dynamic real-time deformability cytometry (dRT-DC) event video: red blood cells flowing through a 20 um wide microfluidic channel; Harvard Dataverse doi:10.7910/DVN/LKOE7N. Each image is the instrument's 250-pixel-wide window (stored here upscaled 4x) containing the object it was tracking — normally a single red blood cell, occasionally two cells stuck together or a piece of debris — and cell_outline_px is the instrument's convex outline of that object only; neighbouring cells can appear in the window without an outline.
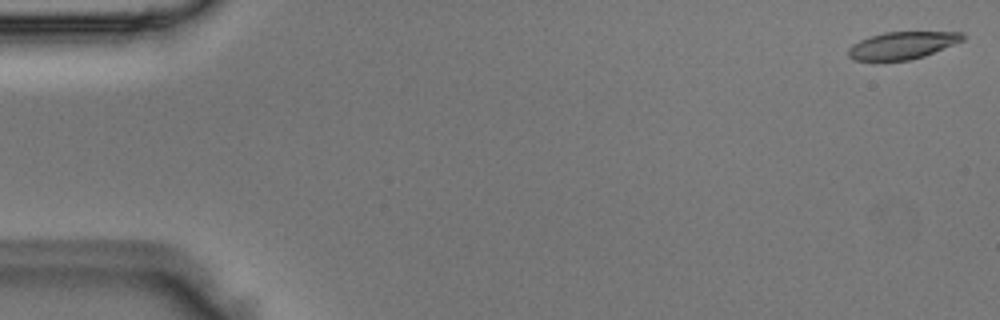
{"species": "Egyptian fruit bat (a non-hibernating species)", "species_latin": "Rousettus aegyptiacus", "temperature_condition": "room temperature", "stored_images_in_passage": 3, "camera_frame_rate_fps": 3000, "um_per_image_px": 0.085, "animal": {"sex": "male"}, "frame": {"image": 1, "passage_image": 1, "time_ms": 0.0, "image_size_px": [1000, 320], "cell_outline_px": [[968, 36], [964, 40], [924, 56], [908, 60], [852, 60], [848, 56], [848, 48], [852, 44], [860, 40], [884, 32], [964, 32]], "centroid_in_image_um": [76.72, 3.85], "position_along_channel_um": 8.3, "area_um2": 18.15}}